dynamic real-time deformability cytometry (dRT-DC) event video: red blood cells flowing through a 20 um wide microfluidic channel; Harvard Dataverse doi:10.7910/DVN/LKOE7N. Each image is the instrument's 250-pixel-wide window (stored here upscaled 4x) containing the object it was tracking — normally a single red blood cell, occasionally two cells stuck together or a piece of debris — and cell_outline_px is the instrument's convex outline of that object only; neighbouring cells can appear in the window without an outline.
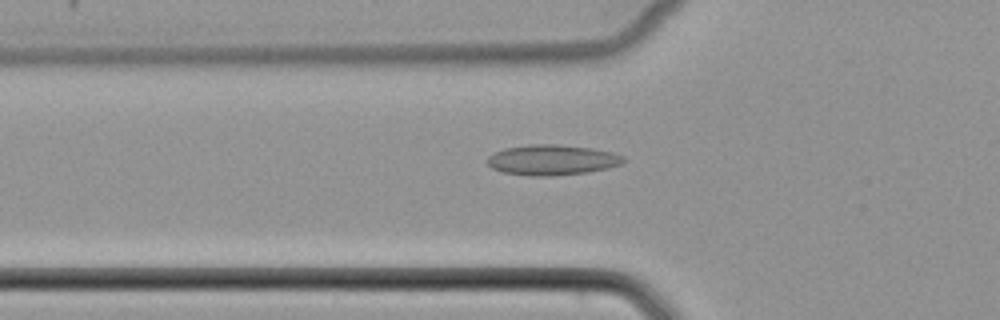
{"species": "common noctule bat (a hibernating species)", "species_latin": "Nyctalus noctula", "temperature_condition": "cold", "stored_images_in_passage": 40, "camera_frame_rate_fps": 3000, "um_per_image_px": 0.085, "animal": {"sex": "female", "body_mass_g": 22.7, "forearm_length_mm": 54.2}, "frame": {"image": 1, "passage_image": 7, "time_ms": 2.0, "image_size_px": [1000, 320], "cell_outline_px": [[628, 160], [624, 164], [608, 168], [588, 172], [552, 176], [532, 176], [500, 172], [492, 168], [488, 164], [488, 156], [504, 148], [528, 144], [556, 144], [592, 148], [612, 152], [624, 156]], "centroid_in_image_um": [46.97, 13.59], "position_along_channel_um": 78.8, "area_um2": 24.39}}
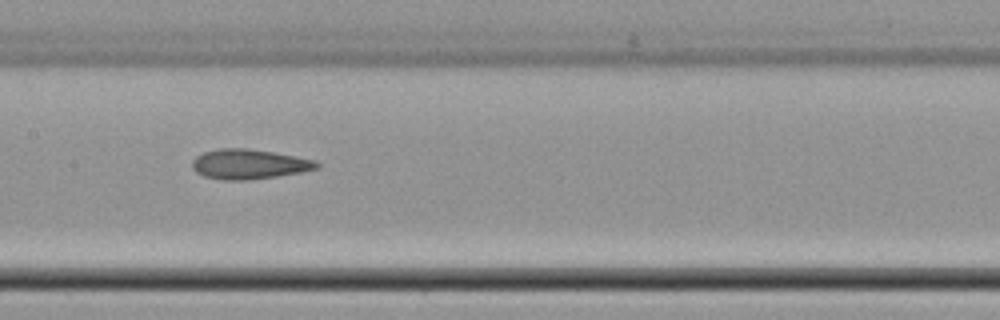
{"frame": {"image": 2, "passage_image": 15, "time_ms": 4.667, "image_size_px": [1000, 320], "cell_outline_px": [[320, 168], [300, 172], [276, 176], [248, 180], [224, 180], [204, 176], [196, 172], [192, 168], [192, 160], [196, 156], [204, 152], [220, 148], [248, 148], [296, 156], [316, 160], [320, 164]], "centroid_in_image_um": [21.17, 13.95], "position_along_channel_um": 186.2, "area_um2": 21.68}}
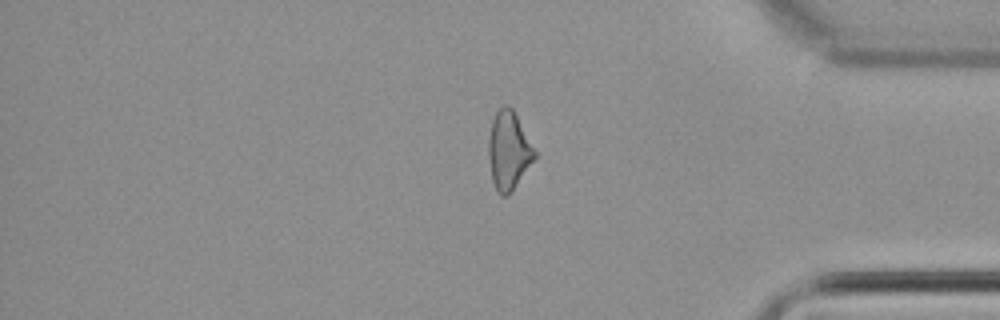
{"frame": {"image": 3, "passage_image": 32, "time_ms": 10.333, "image_size_px": [1000, 320], "cell_outline_px": [[536, 156], [512, 192], [508, 196], [500, 196], [496, 192], [492, 180], [488, 156], [488, 140], [492, 120], [496, 112], [504, 104], [508, 104], [512, 108], [536, 152]], "centroid_in_image_um": [43.21, 12.83], "position_along_channel_um": 392.0, "area_um2": 20.98}}